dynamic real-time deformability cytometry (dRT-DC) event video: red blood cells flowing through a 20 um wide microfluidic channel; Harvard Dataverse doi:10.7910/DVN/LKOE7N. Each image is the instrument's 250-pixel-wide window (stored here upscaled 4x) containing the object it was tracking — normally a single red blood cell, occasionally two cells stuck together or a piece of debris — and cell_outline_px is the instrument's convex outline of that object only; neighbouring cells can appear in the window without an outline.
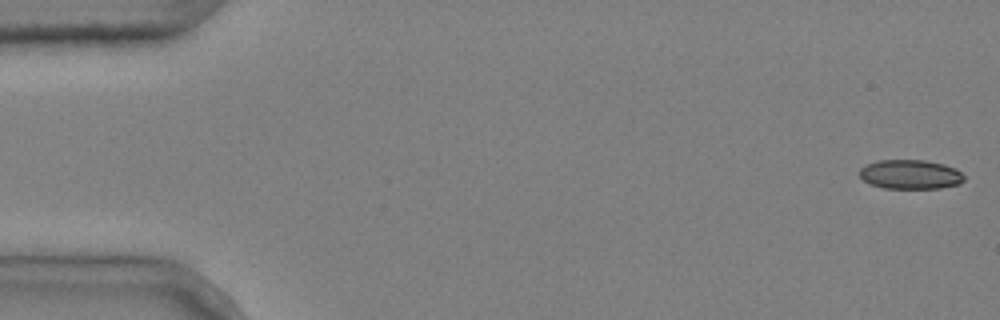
{"species": "common noctule bat (a hibernating species)", "species_latin": "Nyctalus noctula", "temperature_condition": "cold", "stored_images_in_passage": 4, "segment_of_instrument_passage": [1, 2], "camera_frame_rate_fps": 3000, "um_per_image_px": 0.085, "animal": {"sex": "male", "body_mass_g": 20.4}, "frame": {"image": 1, "passage_image": 1, "time_ms": 0.0, "image_size_px": [1000, 320], "cell_outline_px": [[964, 180], [960, 184], [940, 188], [884, 188], [872, 184], [864, 180], [860, 176], [860, 168], [876, 160], [924, 160], [944, 164], [956, 168], [964, 176]], "centroid_in_image_um": [77.41, 14.82], "position_along_channel_um": 7.6, "area_um2": 17.8}}